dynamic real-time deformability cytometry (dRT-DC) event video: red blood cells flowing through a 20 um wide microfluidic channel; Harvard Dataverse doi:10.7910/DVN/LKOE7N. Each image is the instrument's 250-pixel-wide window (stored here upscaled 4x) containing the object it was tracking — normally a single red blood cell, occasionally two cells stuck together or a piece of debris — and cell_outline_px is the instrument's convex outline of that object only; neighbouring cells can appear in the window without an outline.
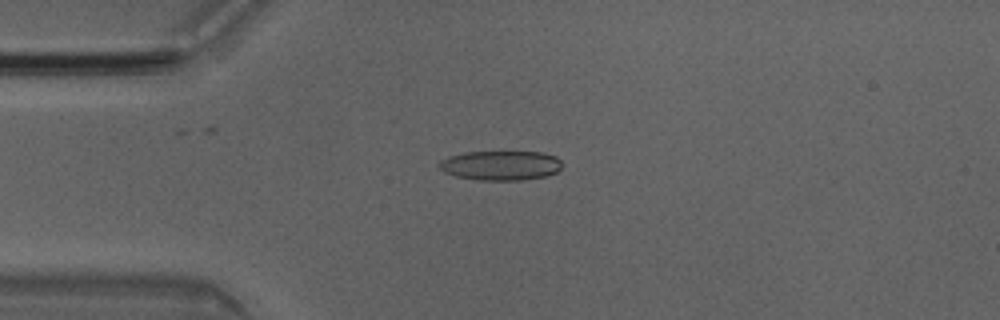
{"species": "Egyptian fruit bat (a non-hibernating species)", "species_latin": "Rousettus aegyptiacus", "temperature_condition": "room temperature", "stored_images_in_passage": 44, "camera_frame_rate_fps": 3000, "um_per_image_px": 0.085, "animal": {"sex": "male"}, "frame": {"image": 1, "passage_image": 6, "time_ms": 1.667, "image_size_px": [1000, 320], "cell_outline_px": [[556, 168], [552, 172], [540, 176], [464, 176], [460, 156], [476, 152], [532, 152], [552, 156], [556, 160]], "centroid_in_image_um": [43.12, 13.95], "position_along_channel_um": 41.9, "area_um2": 15.32}}
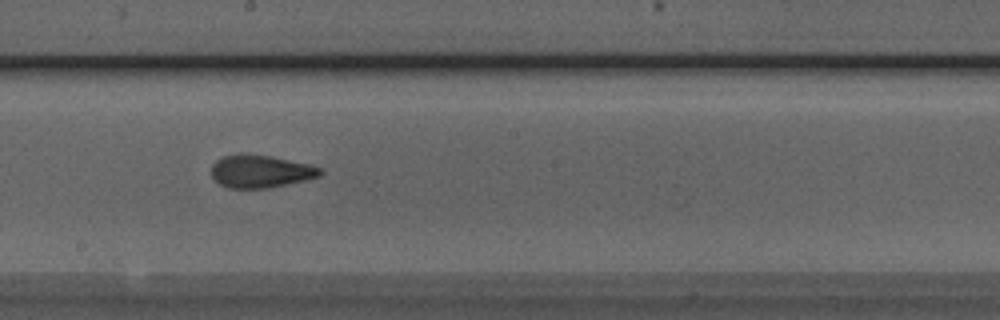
{"frame": {"image": 2, "passage_image": 21, "time_ms": 6.667, "image_size_px": [1000, 320], "cell_outline_px": [[320, 172], [312, 176], [272, 184], [224, 184], [216, 176], [216, 164], [224, 160], [236, 156], [252, 156], [276, 160], [316, 168]], "centroid_in_image_um": [22.12, 14.53], "position_along_channel_um": 226.1, "area_um2": 15.49}}
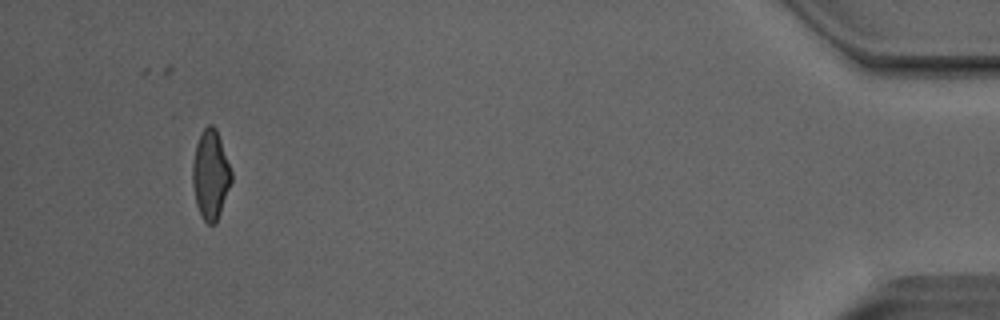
{"frame": {"image": 3, "passage_image": 41, "time_ms": 13.333, "image_size_px": [1000, 320], "cell_outline_px": [[232, 176], [216, 220], [212, 224], [204, 216], [200, 208], [196, 196], [196, 148], [204, 132], [208, 128], [212, 128], [216, 132], [228, 164]], "centroid_in_image_um": [17.96, 14.87], "position_along_channel_um": 417.2, "area_um2": 16.94}, "authors_computed_cell_mechanics": {"area_um2": 16.8487, "velocity_mm_per_s": 4.0553, "shape_relaxation_time_tau1_ms": null, "shape_relaxation_time_tau2_ms": 2.8969, "deformation_change_tau1": null, "deformation_change_tau2": 0.0781}}